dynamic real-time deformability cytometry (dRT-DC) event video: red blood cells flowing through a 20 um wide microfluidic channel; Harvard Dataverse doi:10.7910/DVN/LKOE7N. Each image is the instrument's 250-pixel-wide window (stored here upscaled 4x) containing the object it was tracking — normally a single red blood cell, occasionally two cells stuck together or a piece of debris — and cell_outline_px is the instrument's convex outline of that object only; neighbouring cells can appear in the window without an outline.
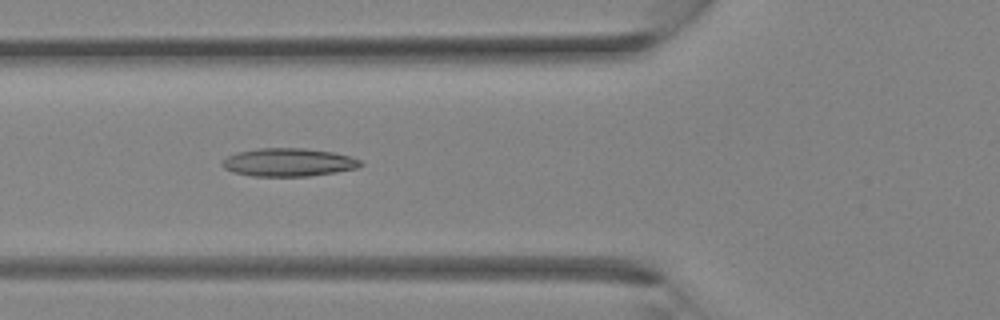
{"species": "Egyptian fruit bat (a non-hibernating species)", "species_latin": "Rousettus aegyptiacus", "temperature_condition": "room temperature", "stored_images_in_passage": 30, "camera_frame_rate_fps": 3000, "um_per_image_px": 0.085, "animal": {"sex": "female"}, "frame": {"image": 1, "passage_image": 10, "time_ms": 3.0, "image_size_px": [1000, 320], "cell_outline_px": [[364, 164], [356, 168], [336, 172], [308, 176], [252, 176], [232, 172], [224, 168], [220, 164], [228, 156], [236, 152], [260, 148], [304, 148], [332, 152], [352, 156], [360, 160]], "centroid_in_image_um": [24.52, 13.79], "position_along_channel_um": 101.3, "area_um2": 22.72}}
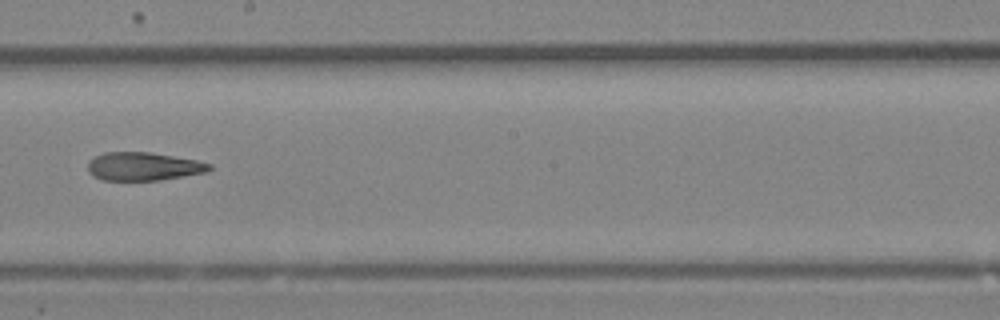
{"frame": {"image": 2, "passage_image": 17, "time_ms": 5.333, "image_size_px": [1000, 320], "cell_outline_px": [[212, 168], [208, 172], [160, 180], [104, 180], [92, 176], [88, 172], [88, 160], [92, 156], [104, 152], [148, 152], [196, 160], [212, 164]], "centroid_in_image_um": [12.16, 14.14], "position_along_channel_um": 236.0, "area_um2": 20.17}}
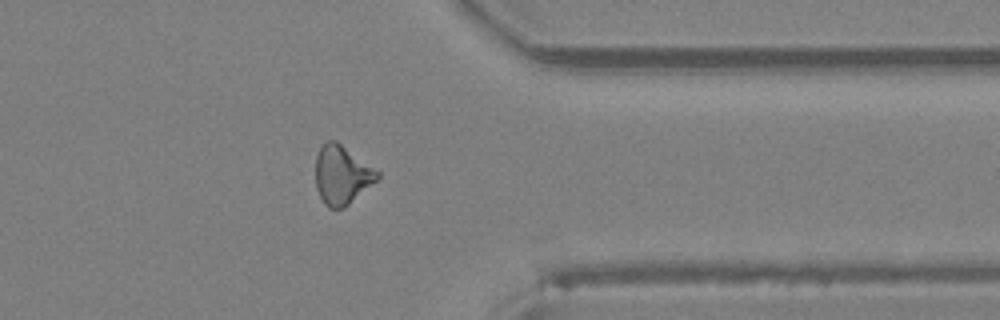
{"frame": {"image": 3, "passage_image": 25, "time_ms": 8.0, "image_size_px": [1000, 320], "cell_outline_px": [[380, 176], [376, 180], [344, 208], [328, 208], [324, 204], [316, 188], [316, 156], [320, 148], [328, 140], [336, 140], [380, 172]], "centroid_in_image_um": [29.04, 14.87], "position_along_channel_um": 382.4, "area_um2": 20.92}}